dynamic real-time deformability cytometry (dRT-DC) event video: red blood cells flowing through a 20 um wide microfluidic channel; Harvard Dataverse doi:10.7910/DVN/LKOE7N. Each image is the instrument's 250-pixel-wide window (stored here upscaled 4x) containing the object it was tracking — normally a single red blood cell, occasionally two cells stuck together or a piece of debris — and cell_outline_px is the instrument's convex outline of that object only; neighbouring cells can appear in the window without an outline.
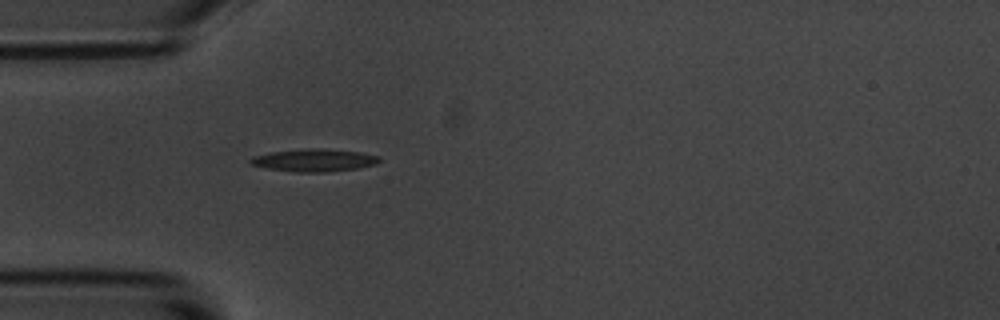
{"species": "common noctule bat (a hibernating species)", "species_latin": "Nyctalus noctula", "temperature_condition": "room temperature", "stored_images_in_passage": 40, "camera_frame_rate_fps": 3000, "um_per_image_px": 0.085, "animal": {"sex": "male", "body_mass_g": 20.1, "forearm_length_mm": 53.5}, "frame": {"image": 1, "passage_image": 1, "time_ms": 0.0, "image_size_px": [1000, 320], "cell_outline_px": [[380, 160], [376, 164], [356, 168], [324, 172], [296, 172], [268, 168], [252, 164], [248, 160], [252, 156], [272, 152], [304, 148], [320, 148], [360, 152], [380, 156]], "centroid_in_image_um": [26.71, 13.61], "position_along_channel_um": 58.3, "area_um2": 16.82}}
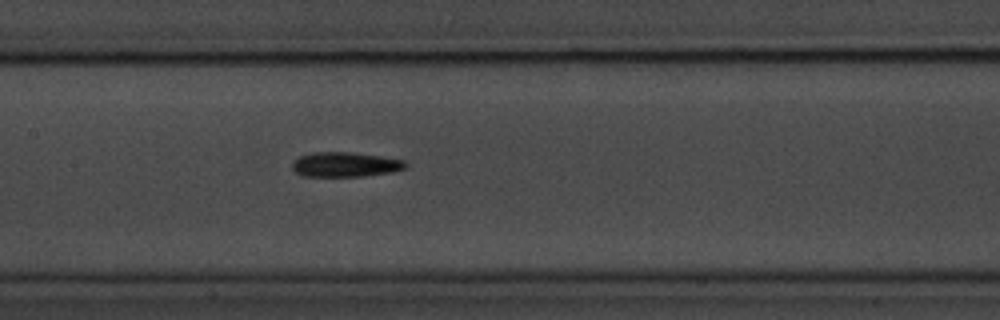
{"frame": {"image": 2, "passage_image": 11, "time_ms": 3.333, "image_size_px": [1000, 320], "cell_outline_px": [[408, 168], [392, 172], [364, 176], [300, 176], [292, 168], [292, 164], [300, 156], [312, 152], [348, 152], [380, 156], [404, 160], [408, 164]], "centroid_in_image_um": [29.37, 13.99], "position_along_channel_um": 178.0, "area_um2": 16.36}}
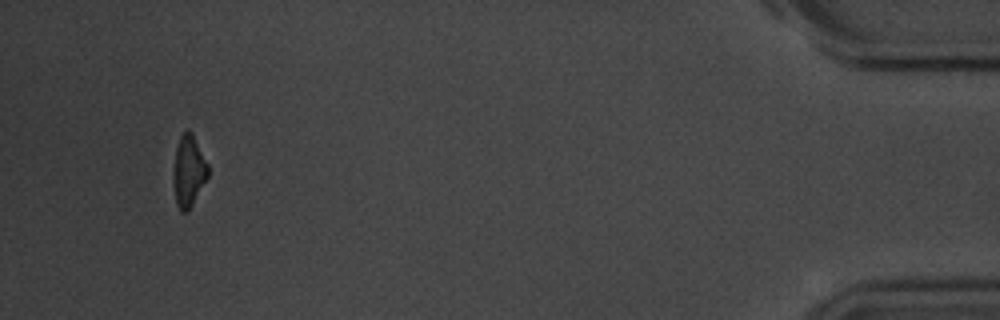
{"frame": {"image": 3, "passage_image": 37, "time_ms": 12.0, "image_size_px": [1000, 320], "cell_outline_px": [[208, 176], [188, 212], [180, 212], [176, 204], [172, 180], [172, 172], [176, 148], [180, 136], [188, 128], [192, 132], [208, 164]], "centroid_in_image_um": [16.01, 14.55], "position_along_channel_um": 419.2, "area_um2": 14.62}, "authors_computed_cell_mechanics": {"area_um2": 15.606, "velocity_mm_per_s": 3.656, "shape_relaxation_time_tau1_ms": 2.8993, "shape_relaxation_time_tau2_ms": 6.6725, "deformation_change_tau1": 0.1247, "deformation_change_tau2": 0.1795}}